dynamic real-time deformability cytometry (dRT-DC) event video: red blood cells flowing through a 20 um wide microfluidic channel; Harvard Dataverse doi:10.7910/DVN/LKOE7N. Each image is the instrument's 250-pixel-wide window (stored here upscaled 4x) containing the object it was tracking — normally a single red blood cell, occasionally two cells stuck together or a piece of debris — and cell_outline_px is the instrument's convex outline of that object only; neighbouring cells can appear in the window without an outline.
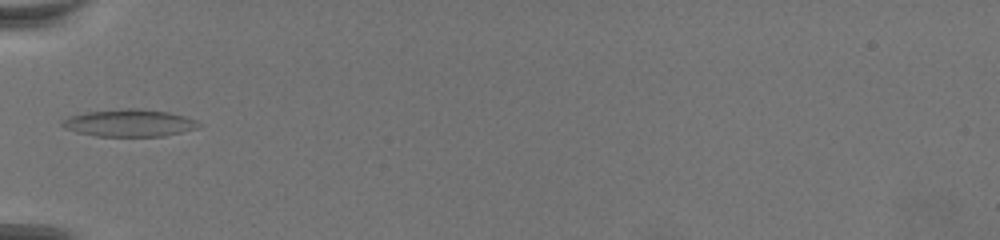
{"species": "common noctule bat (a hibernating species)", "species_latin": "Nyctalus noctula", "temperature_condition": "warm", "stored_images_in_passage": 45, "camera_frame_rate_fps": 3000, "um_per_image_px": 0.085, "animal": {"sex": "female", "body_mass_g": 19.5, "forearm_length_mm": 54.1}, "frame": {"image": 1, "passage_image": 1, "time_ms": 0.0, "image_size_px": [1000, 240], "cell_outline_px": [[204, 124], [196, 128], [164, 136], [96, 136], [76, 132], [64, 128], [60, 124], [60, 120], [68, 116], [84, 112], [120, 108], [136, 108], [168, 112], [184, 116], [196, 120]], "centroid_in_image_um": [10.94, 10.44], "position_along_channel_um": 74.1, "area_um2": 21.91}}
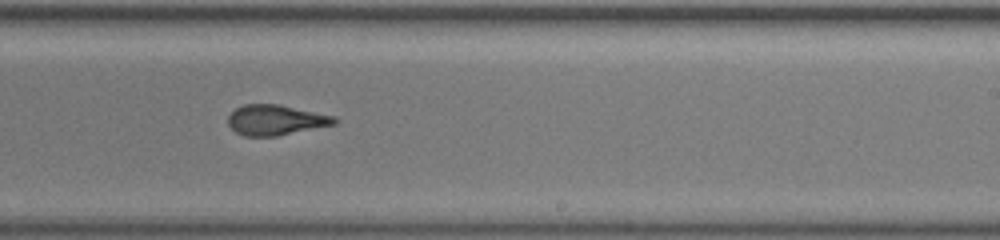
{"frame": {"image": 2, "passage_image": 20, "time_ms": 6.333, "image_size_px": [1000, 240], "cell_outline_px": [[340, 120], [336, 124], [276, 136], [244, 136], [236, 132], [228, 124], [228, 116], [236, 108], [244, 104], [280, 104], [336, 116]], "centroid_in_image_um": [23.47, 10.19], "position_along_channel_um": 265.5, "area_um2": 18.9}}
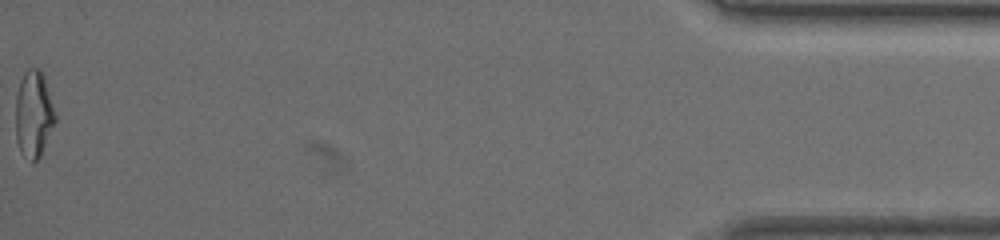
{"frame": {"image": 3, "passage_image": 45, "time_ms": 14.667, "image_size_px": [1000, 240], "cell_outline_px": [[56, 120], [40, 156], [32, 164], [20, 152], [16, 140], [16, 96], [20, 80], [24, 72], [28, 68], [40, 68], [44, 76], [56, 112]], "centroid_in_image_um": [2.86, 9.7], "position_along_channel_um": 432.3, "area_um2": 20.23}}